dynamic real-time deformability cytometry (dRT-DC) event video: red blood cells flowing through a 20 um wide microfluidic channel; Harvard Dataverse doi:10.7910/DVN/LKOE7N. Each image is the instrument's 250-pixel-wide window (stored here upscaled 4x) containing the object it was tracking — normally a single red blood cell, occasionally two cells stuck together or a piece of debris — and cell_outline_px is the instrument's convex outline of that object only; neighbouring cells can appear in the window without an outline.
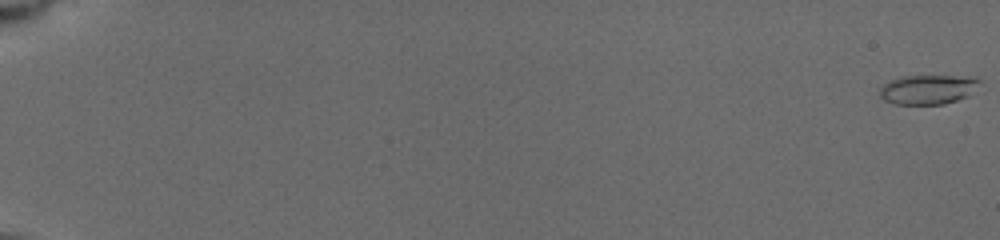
{"species": "common noctule bat (a hibernating species)", "species_latin": "Nyctalus noctula", "temperature_condition": "cold", "stored_images_in_passage": 59, "camera_frame_rate_fps": 3000, "um_per_image_px": 0.085, "animal": {"sex": "female", "body_mass_g": 19.5, "forearm_length_mm": 54.1}, "frame": {"image": 1, "passage_image": 1, "time_ms": 0.0, "image_size_px": [1000, 240], "cell_outline_px": [[980, 80], [968, 96], [944, 104], [896, 104], [884, 100], [880, 96], [880, 88], [888, 80], [900, 76], [976, 76]], "centroid_in_image_um": [78.84, 7.59], "position_along_channel_um": 6.2, "area_um2": 17.11}}
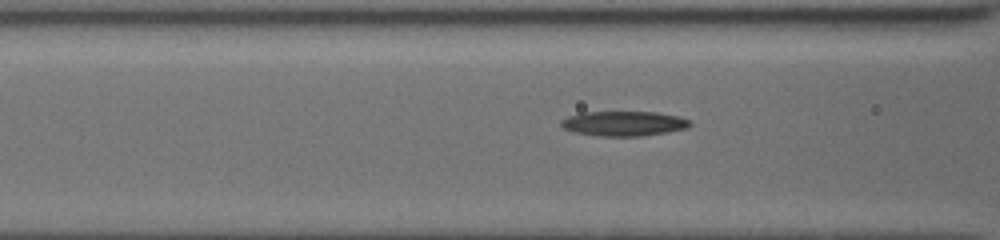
{"frame": {"image": 2, "passage_image": 25, "time_ms": 8.333, "image_size_px": [1000, 240], "cell_outline_px": [[692, 124], [688, 128], [640, 136], [600, 136], [572, 132], [564, 128], [560, 124], [560, 120], [568, 116], [580, 112], [656, 112], [676, 116], [692, 120]], "centroid_in_image_um": [52.99, 10.49], "position_along_channel_um": 113.6, "area_um2": 18.67}}
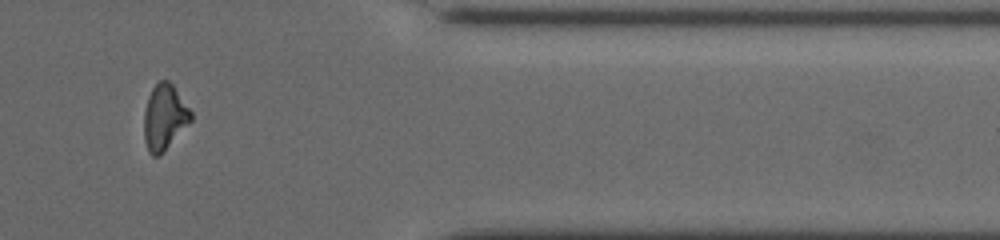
{"frame": {"image": 3, "passage_image": 51, "time_ms": 16.0, "image_size_px": [1000, 240], "cell_outline_px": [[192, 120], [164, 152], [160, 156], [152, 156], [148, 152], [144, 140], [144, 112], [148, 96], [152, 88], [160, 80], [168, 80], [172, 84], [192, 112]], "centroid_in_image_um": [13.97, 9.99], "position_along_channel_um": 397.4, "area_um2": 17.98}, "authors_computed_cell_mechanics": {"area_um2": 17.8602, "velocity_mm_per_s": 3.9116, "shape_relaxation_time_tau1_ms": 4.8499, "shape_relaxation_time_tau2_ms": 5.6445, "deformation_change_tau1": 0.1586, "deformation_change_tau2": 0.1348}}